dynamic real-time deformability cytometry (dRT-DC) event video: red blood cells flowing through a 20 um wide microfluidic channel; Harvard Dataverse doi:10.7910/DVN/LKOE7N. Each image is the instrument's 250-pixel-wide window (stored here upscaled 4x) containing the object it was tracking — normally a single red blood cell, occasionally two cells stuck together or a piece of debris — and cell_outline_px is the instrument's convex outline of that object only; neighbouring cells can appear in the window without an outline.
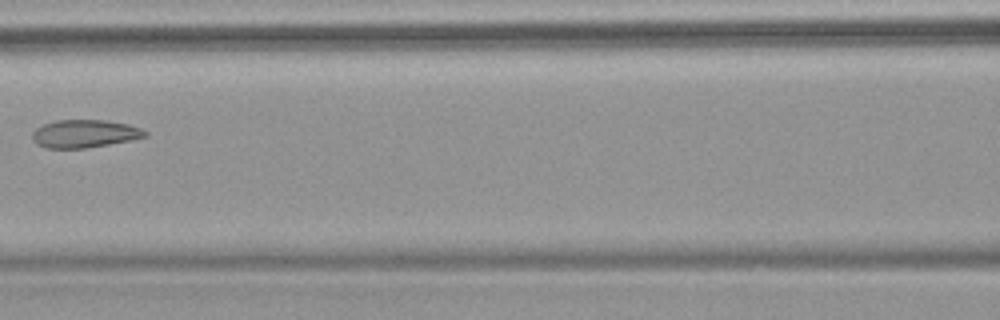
{"species": "common noctule bat (a hibernating species)", "species_latin": "Nyctalus noctula", "temperature_condition": "warm", "stored_images_in_passage": 8, "camera_frame_rate_fps": 3000, "um_per_image_px": 0.085, "animal": {"sex": "female", "body_mass_g": 18.4}, "frame": {"image": 1, "passage_image": 7, "time_ms": 7.667, "image_size_px": [1000, 320], "cell_outline_px": [[148, 136], [132, 140], [88, 148], [44, 148], [36, 144], [32, 140], [32, 132], [36, 128], [44, 124], [56, 120], [104, 120], [128, 124], [140, 128], [148, 132]], "centroid_in_image_um": [7.18, 11.37], "position_along_channel_um": 159.4, "area_um2": 18.5}}
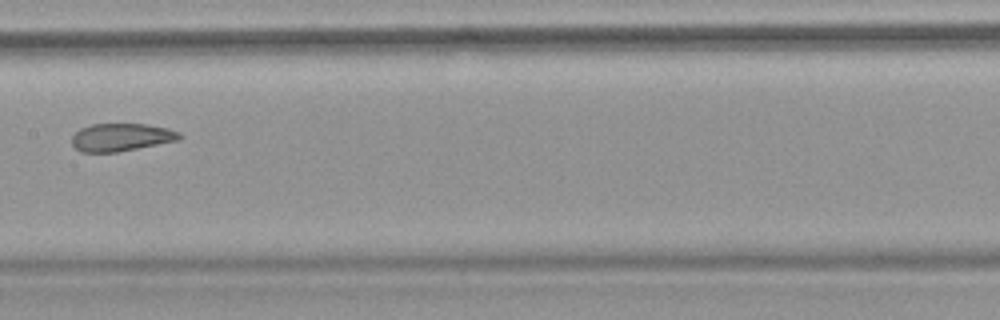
{"frame": {"image": 2, "passage_image": 8, "time_ms": 8.667, "image_size_px": [1000, 320], "cell_outline_px": [[184, 136], [180, 140], [116, 152], [80, 152], [72, 144], [72, 136], [80, 128], [92, 124], [144, 124], [168, 128], [180, 132]], "centroid_in_image_um": [10.33, 11.66], "position_along_channel_um": 197.1, "area_um2": 17.46}}